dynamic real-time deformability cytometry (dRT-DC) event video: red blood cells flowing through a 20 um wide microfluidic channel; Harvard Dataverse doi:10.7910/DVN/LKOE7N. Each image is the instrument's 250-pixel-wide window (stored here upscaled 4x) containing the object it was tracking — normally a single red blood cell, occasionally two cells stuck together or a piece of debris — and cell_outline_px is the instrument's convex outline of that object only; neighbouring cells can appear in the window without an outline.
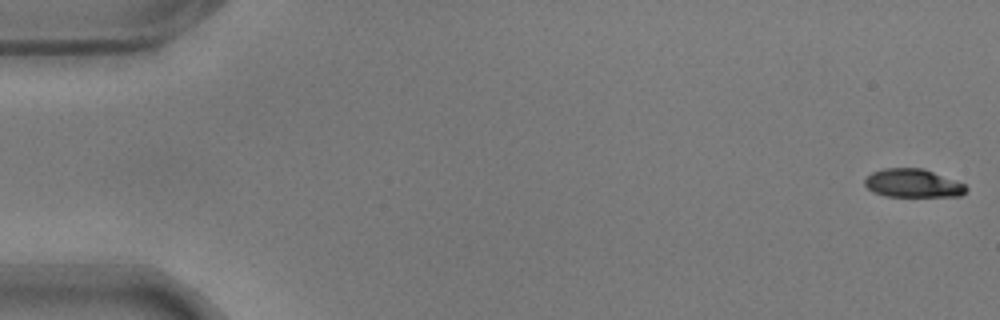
{"species": "common noctule bat (a hibernating species)", "species_latin": "Nyctalus noctula", "temperature_condition": "warm", "stored_images_in_passage": 13, "camera_frame_rate_fps": 3000, "um_per_image_px": 0.085, "animal": {"sex": "male", "body_mass_g": 17.9}, "frame": {"image": 1, "passage_image": 1, "time_ms": 0.0, "image_size_px": [1000, 320], "cell_outline_px": [[968, 188], [960, 196], [888, 196], [876, 192], [868, 188], [864, 184], [864, 180], [872, 172], [884, 168], [924, 168], [964, 184]], "centroid_in_image_um": [77.59, 15.56], "position_along_channel_um": 7.4, "area_um2": 16.53}}